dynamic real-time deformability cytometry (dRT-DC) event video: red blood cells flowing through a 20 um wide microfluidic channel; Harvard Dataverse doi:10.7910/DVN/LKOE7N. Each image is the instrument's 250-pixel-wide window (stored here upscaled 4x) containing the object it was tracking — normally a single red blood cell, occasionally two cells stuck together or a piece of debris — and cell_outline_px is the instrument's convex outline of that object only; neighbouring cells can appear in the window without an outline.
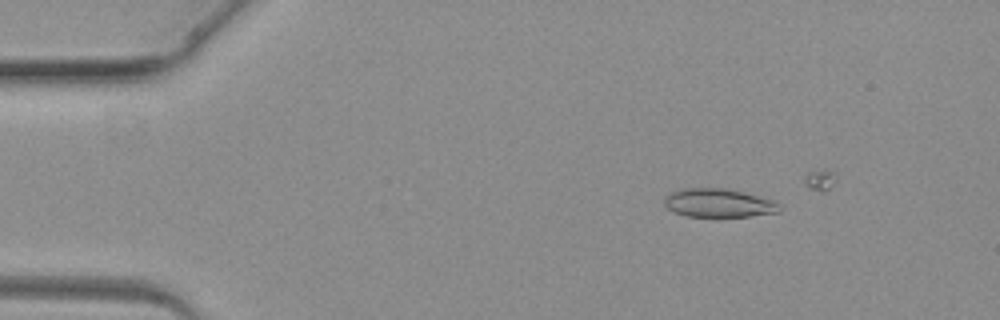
{"species": "common noctule bat (a hibernating species)", "species_latin": "Nyctalus noctula", "temperature_condition": "warm", "stored_images_in_passage": 12, "camera_frame_rate_fps": 3000, "um_per_image_px": 0.085, "animal": {"sex": "female", "body_mass_g": 19.3, "forearm_length_mm": 54.1}, "frame": {"image": 1, "passage_image": 6, "time_ms": 1.667, "image_size_px": [1000, 320], "cell_outline_px": [[780, 212], [752, 216], [684, 216], [668, 208], [664, 204], [664, 196], [668, 192], [680, 188], [724, 188], [744, 192], [772, 200], [780, 204]], "centroid_in_image_um": [61.05, 17.24], "position_along_channel_um": 24.0, "area_um2": 19.25}}